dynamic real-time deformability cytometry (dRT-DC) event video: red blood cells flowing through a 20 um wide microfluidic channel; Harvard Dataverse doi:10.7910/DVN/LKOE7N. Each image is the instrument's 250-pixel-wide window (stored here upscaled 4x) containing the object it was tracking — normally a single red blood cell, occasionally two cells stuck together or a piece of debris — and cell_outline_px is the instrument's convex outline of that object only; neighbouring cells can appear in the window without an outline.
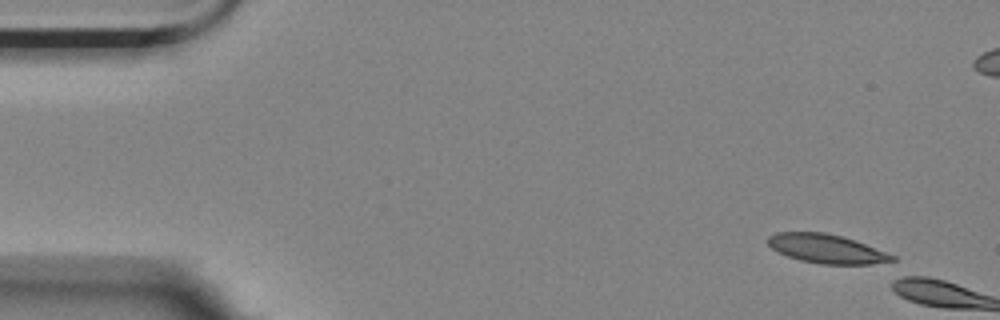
{"species": "Egyptian fruit bat (a non-hibernating species)", "species_latin": "Rousettus aegyptiacus", "temperature_condition": "room temperature", "stored_images_in_passage": 2, "camera_frame_rate_fps": 3000, "um_per_image_px": 0.085, "animal": {"sex": "female"}, "frame": {"image": 1, "passage_image": 1, "time_ms": 0.0, "image_size_px": [1000, 320], "cell_outline_px": [[896, 260], [872, 264], [820, 264], [800, 260], [788, 256], [772, 248], [768, 244], [768, 236], [776, 232], [824, 232], [840, 236], [864, 244], [896, 256]], "centroid_in_image_um": [70.24, 21.15], "position_along_channel_um": 14.8, "area_um2": 20.63}}